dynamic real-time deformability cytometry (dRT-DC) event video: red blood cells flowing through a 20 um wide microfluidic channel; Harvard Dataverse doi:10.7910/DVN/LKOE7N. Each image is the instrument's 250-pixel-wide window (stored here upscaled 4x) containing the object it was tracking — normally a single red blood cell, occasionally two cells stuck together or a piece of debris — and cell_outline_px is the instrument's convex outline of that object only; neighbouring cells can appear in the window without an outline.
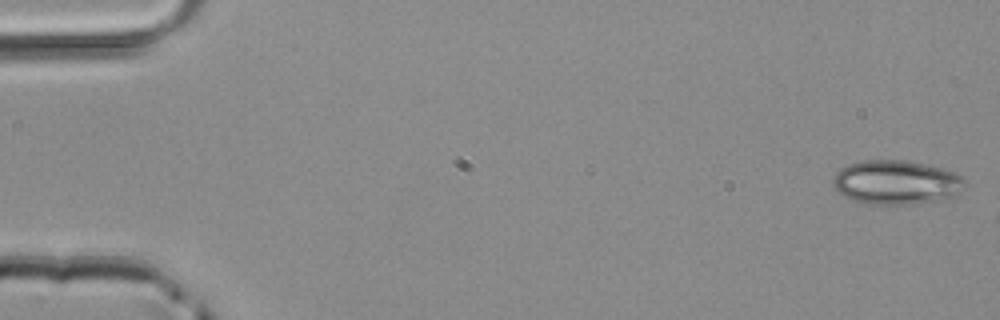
{"species": "common noctule bat (a hibernating species)", "species_latin": "Nyctalus noctula", "temperature_condition": "room temperature", "stored_images_in_passage": 8, "camera_frame_rate_fps": 3000, "um_per_image_px": 0.085, "animal": {"sex": "male", "body_mass_g": 20.4}, "frame": {"image": 1, "passage_image": 1, "time_ms": 0.0, "image_size_px": [1000, 320], "cell_outline_px": [[964, 184], [956, 196], [940, 200], [912, 204], [868, 204], [852, 200], [844, 196], [832, 184], [832, 180], [836, 172], [840, 168], [848, 164], [860, 160], [904, 160], [924, 164], [956, 172], [964, 180]], "centroid_in_image_um": [76.15, 15.5], "position_along_channel_um": 8.8, "area_um2": 33.93}}